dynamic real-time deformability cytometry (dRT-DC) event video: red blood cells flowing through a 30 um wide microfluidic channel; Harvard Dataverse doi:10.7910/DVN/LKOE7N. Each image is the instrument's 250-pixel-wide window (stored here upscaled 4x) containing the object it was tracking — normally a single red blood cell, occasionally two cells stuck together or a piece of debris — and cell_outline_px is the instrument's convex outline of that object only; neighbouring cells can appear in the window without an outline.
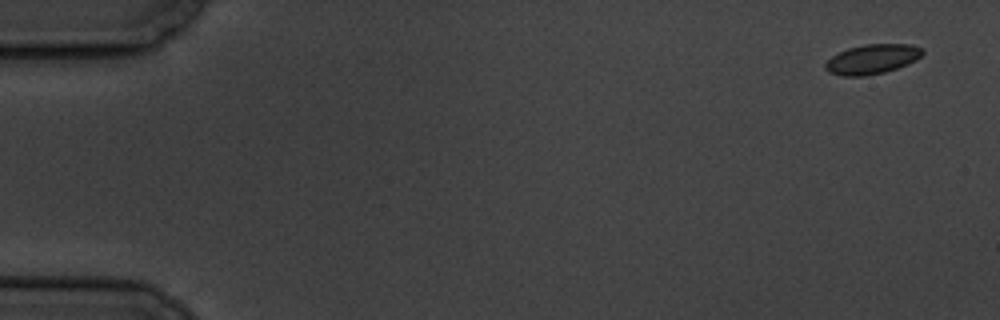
{"species": "common noctule bat (a hibernating species)", "species_latin": "Nyctalus noctula", "temperature_condition": "cold", "stored_images_in_passage": 5, "camera_frame_rate_fps": 3000, "um_per_image_px": 0.085, "animal": {"sex": "male", "body_mass_g": 19.5, "forearm_length_mm": 54.6}, "frame": {"image": 1, "passage_image": 1, "time_ms": 0.0, "image_size_px": [1000, 320], "cell_outline_px": [[924, 52], [916, 60], [908, 64], [884, 72], [864, 76], [844, 76], [828, 72], [824, 68], [824, 64], [832, 56], [848, 48], [864, 44], [912, 44], [924, 48]], "centroid_in_image_um": [74.15, 5.02], "position_along_channel_um": 10.9, "area_um2": 16.82}}